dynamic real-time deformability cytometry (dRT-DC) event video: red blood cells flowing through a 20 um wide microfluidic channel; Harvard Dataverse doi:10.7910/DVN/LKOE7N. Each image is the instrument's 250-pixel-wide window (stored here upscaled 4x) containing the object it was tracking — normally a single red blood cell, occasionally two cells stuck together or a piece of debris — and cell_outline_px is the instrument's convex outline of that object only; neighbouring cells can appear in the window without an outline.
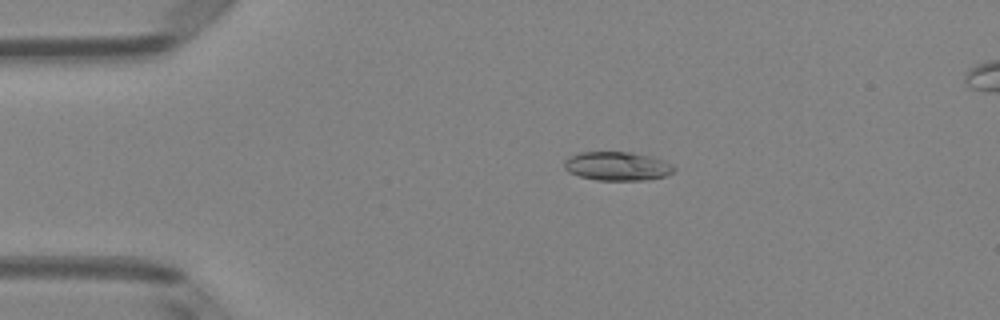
{"species": "Egyptian fruit bat (a non-hibernating species)", "species_latin": "Rousettus aegyptiacus", "temperature_condition": "room temperature", "stored_images_in_passage": 4, "camera_frame_rate_fps": 3000, "um_per_image_px": 0.085, "animal": {"sex": "female"}, "frame": {"image": 1, "passage_image": 2, "time_ms": 0.333, "image_size_px": [1000, 320], "cell_outline_px": [[676, 168], [672, 172], [664, 176], [644, 180], [596, 180], [580, 176], [568, 172], [564, 168], [564, 160], [568, 156], [580, 152], [632, 152], [652, 156]], "centroid_in_image_um": [52.4, 14.12], "position_along_channel_um": 32.6, "area_um2": 18.32}}